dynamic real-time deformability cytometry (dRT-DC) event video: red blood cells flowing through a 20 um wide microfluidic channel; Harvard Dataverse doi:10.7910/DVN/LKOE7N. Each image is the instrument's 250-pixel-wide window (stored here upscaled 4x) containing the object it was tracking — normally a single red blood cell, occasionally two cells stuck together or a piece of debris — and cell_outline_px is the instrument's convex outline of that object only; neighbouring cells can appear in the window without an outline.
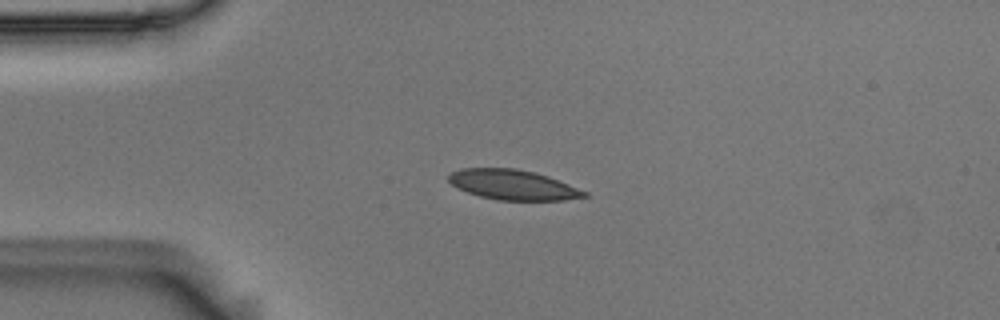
{"species": "Egyptian fruit bat (a non-hibernating species)", "species_latin": "Rousettus aegyptiacus", "temperature_condition": "room temperature", "stored_images_in_passage": 3, "camera_frame_rate_fps": 3000, "um_per_image_px": 0.085, "animal": {"sex": "male"}, "frame": {"image": 1, "passage_image": 2, "time_ms": 0.333, "image_size_px": [1000, 320], "cell_outline_px": [[588, 196], [564, 200], [496, 200], [480, 196], [456, 188], [448, 180], [448, 172], [460, 168], [516, 168], [536, 172], [548, 176], [588, 192]], "centroid_in_image_um": [43.56, 15.7], "position_along_channel_um": 41.4, "area_um2": 23.87}}